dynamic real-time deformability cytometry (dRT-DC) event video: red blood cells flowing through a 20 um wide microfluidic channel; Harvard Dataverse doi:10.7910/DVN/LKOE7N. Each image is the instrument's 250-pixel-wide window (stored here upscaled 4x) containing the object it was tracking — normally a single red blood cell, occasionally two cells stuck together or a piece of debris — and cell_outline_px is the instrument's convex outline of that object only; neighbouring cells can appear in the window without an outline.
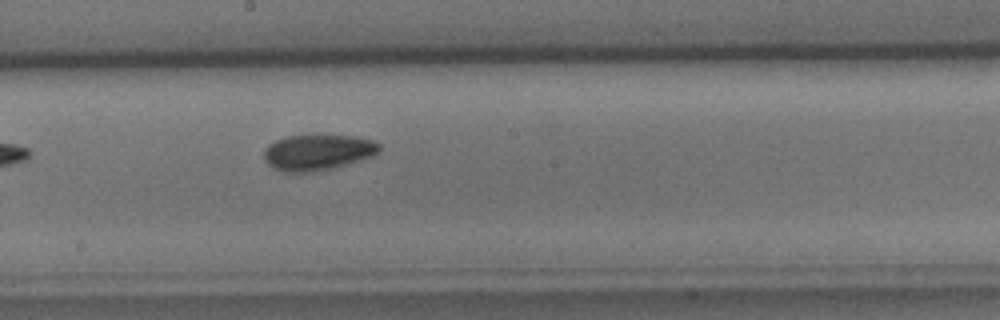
{"species": "common noctule bat (a hibernating species)", "species_latin": "Nyctalus noctula", "temperature_condition": "cold", "stored_images_in_passage": 8, "camera_frame_rate_fps": 3000, "um_per_image_px": 0.085, "animal": {"sex": "male", "body_mass_g": 15.6}, "frame": {"image": 1, "passage_image": 8, "time_ms": 9.0, "image_size_px": [1000, 320], "cell_outline_px": [[380, 152], [372, 156], [360, 160], [332, 168], [312, 172], [288, 172], [272, 168], [264, 160], [264, 152], [268, 144], [276, 140], [288, 136], [352, 136], [372, 140], [380, 144]], "centroid_in_image_um": [26.99, 12.96], "position_along_channel_um": 221.2, "area_um2": 23.81}}